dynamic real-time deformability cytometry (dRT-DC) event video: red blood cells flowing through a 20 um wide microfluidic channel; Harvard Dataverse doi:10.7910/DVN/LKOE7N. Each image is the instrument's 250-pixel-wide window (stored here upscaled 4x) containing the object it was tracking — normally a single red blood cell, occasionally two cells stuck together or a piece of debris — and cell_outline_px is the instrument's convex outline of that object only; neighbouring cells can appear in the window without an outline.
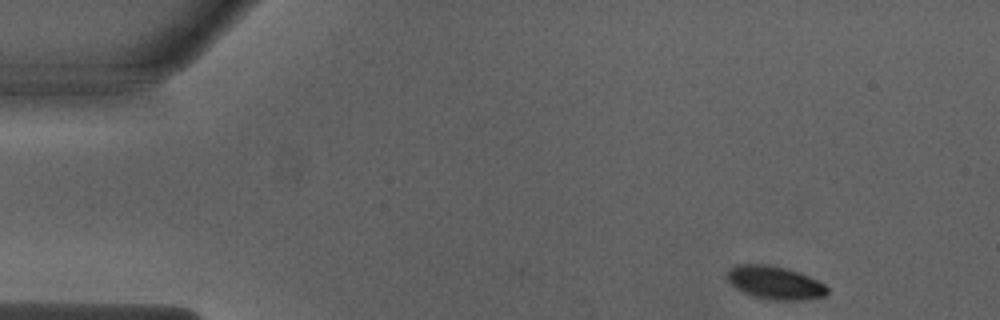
{"species": "Egyptian fruit bat (a non-hibernating species)", "species_latin": "Rousettus aegyptiacus", "temperature_condition": "warm", "stored_images_in_passage": 47, "camera_frame_rate_fps": 3000, "um_per_image_px": 0.085, "animal": {"sex": "male"}, "frame": {"image": 1, "passage_image": 1, "time_ms": 0.0, "image_size_px": [1000, 320], "cell_outline_px": [[828, 292], [824, 296], [804, 300], [768, 300], [752, 296], [736, 288], [728, 280], [728, 272], [736, 264], [768, 264], [788, 268], [800, 272], [824, 284], [828, 288]], "centroid_in_image_um": [65.89, 24.03], "position_along_channel_um": 19.1, "area_um2": 19.36}}
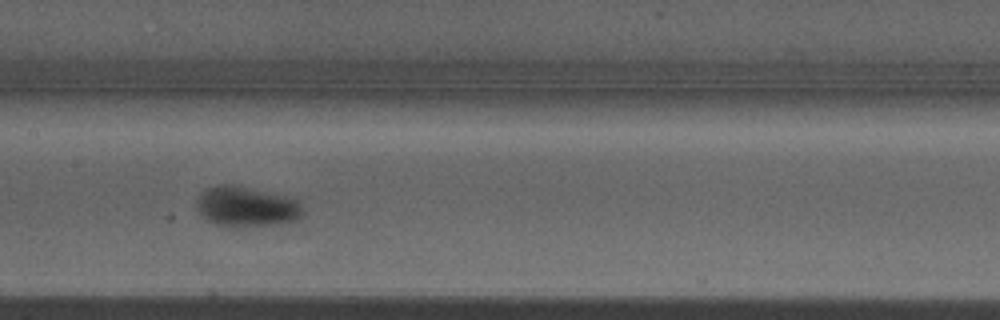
{"frame": {"image": 2, "passage_image": 21, "time_ms": 6.667, "image_size_px": [1000, 320], "cell_outline_px": [[304, 216], [296, 220], [272, 224], [244, 228], [236, 228], [216, 224], [208, 220], [196, 208], [196, 200], [200, 192], [208, 188], [220, 184], [232, 184], [296, 200], [304, 212]], "centroid_in_image_um": [20.89, 17.59], "position_along_channel_um": 186.5, "area_um2": 24.62}}
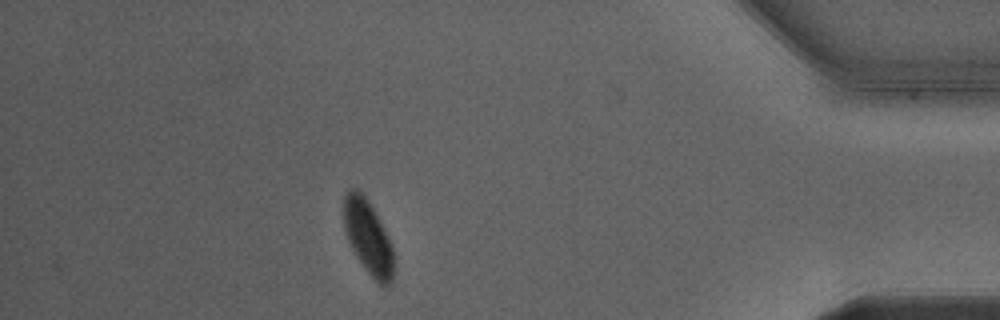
{"frame": {"image": 3, "passage_image": 41, "time_ms": 13.333, "image_size_px": [1000, 320], "cell_outline_px": [[392, 280], [384, 288], [364, 268], [356, 256], [344, 232], [344, 196], [352, 188], [356, 188], [368, 200], [380, 220], [392, 248]], "centroid_in_image_um": [31.26, 20.15], "position_along_channel_um": 403.9, "area_um2": 21.04}, "authors_computed_cell_mechanics": {"area_um2": 22.4842, "velocity_mm_per_s": 3.9825, "shape_relaxation_time_tau1_ms": 1.5671, "shape_relaxation_time_tau2_ms": null, "deformation_change_tau1": 0.0764, "deformation_change_tau2": null}}